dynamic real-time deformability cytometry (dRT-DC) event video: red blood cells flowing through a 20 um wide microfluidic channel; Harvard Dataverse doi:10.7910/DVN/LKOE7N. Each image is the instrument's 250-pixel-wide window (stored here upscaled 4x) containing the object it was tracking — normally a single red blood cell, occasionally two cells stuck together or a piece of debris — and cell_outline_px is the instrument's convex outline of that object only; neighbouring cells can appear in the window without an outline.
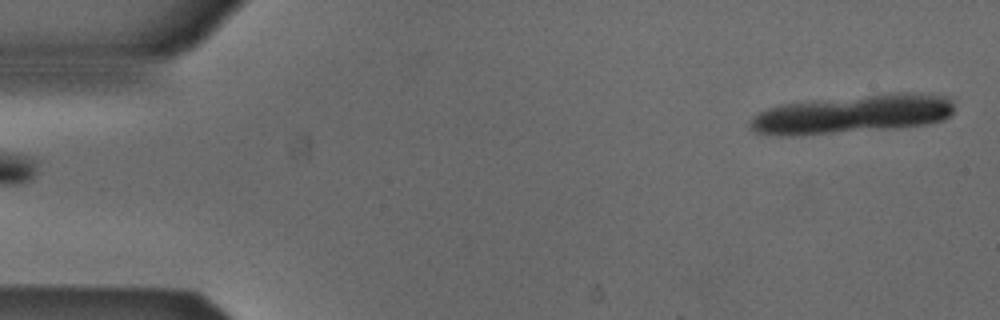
{"species": "Egyptian fruit bat (a non-hibernating species)", "species_latin": "Rousettus aegyptiacus", "temperature_condition": "cold", "stored_images_in_passage": 6, "segment_of_instrument_passage": [2, 2], "camera_frame_rate_fps": 3000, "um_per_image_px": 0.085, "animal": {"sex": "male"}, "frame": {"image": 1, "passage_image": 6, "time_ms": 1.667, "image_size_px": [1000, 320], "cell_outline_px": [[952, 116], [944, 120], [928, 124], [896, 128], [832, 132], [756, 132], [748, 124], [748, 120], [756, 112], [780, 104], [812, 100], [868, 96], [952, 96]], "centroid_in_image_um": [72.47, 9.7], "position_along_channel_um": 12.5, "area_um2": 43.12}}